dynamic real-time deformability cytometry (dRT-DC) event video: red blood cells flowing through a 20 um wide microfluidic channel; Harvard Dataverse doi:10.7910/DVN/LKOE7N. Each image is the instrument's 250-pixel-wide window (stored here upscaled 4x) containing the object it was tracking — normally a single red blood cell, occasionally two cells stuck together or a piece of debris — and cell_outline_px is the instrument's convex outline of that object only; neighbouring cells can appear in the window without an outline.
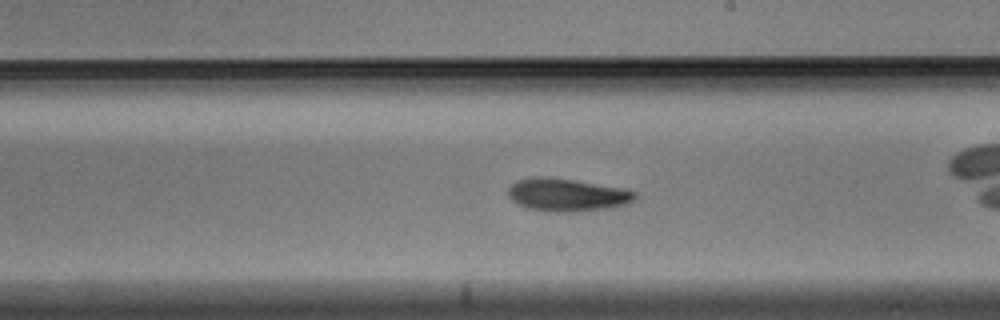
{"species": "Egyptian fruit bat (a non-hibernating species)", "species_latin": "Rousettus aegyptiacus", "temperature_condition": "warm", "stored_images_in_passage": 28, "camera_frame_rate_fps": 3000, "um_per_image_px": 0.085, "animal": {"sex": "male"}, "frame": {"image": 1, "passage_image": 13, "time_ms": 4.0, "image_size_px": [1000, 320], "cell_outline_px": [[640, 196], [628, 204], [608, 208], [576, 212], [556, 212], [528, 208], [512, 200], [508, 196], [508, 188], [516, 180], [536, 176], [544, 176], [572, 180], [616, 188], [636, 192]], "centroid_in_image_um": [48.18, 16.57], "position_along_channel_um": 240.8, "area_um2": 23.99}}
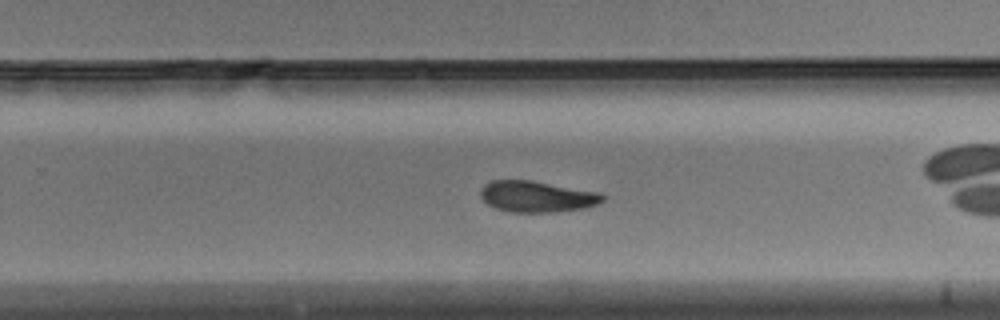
{"frame": {"image": 2, "passage_image": 16, "time_ms": 5.0, "image_size_px": [1000, 320], "cell_outline_px": [[604, 200], [600, 204], [584, 208], [556, 212], [512, 212], [496, 208], [488, 204], [480, 196], [480, 188], [484, 184], [492, 180], [528, 180], [600, 192], [604, 196]], "centroid_in_image_um": [45.64, 16.71], "position_along_channel_um": 284.2, "area_um2": 22.2}}